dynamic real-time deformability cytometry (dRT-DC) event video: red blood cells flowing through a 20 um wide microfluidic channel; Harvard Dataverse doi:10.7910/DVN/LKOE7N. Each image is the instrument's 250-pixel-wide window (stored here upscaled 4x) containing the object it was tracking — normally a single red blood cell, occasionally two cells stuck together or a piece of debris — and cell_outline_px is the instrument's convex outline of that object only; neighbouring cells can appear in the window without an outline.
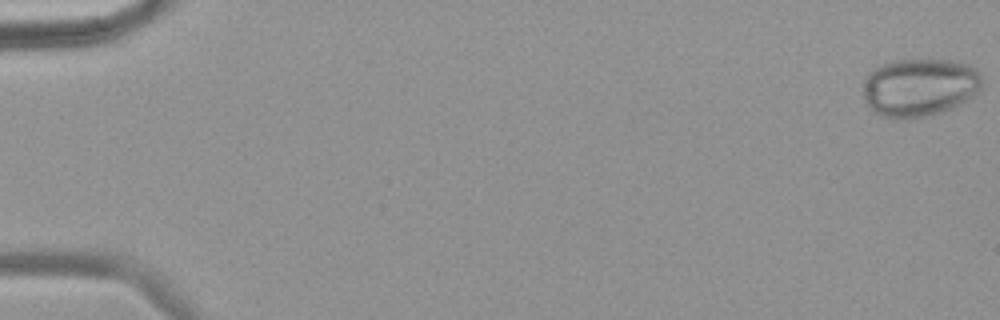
{"species": "common noctule bat (a hibernating species)", "species_latin": "Nyctalus noctula", "temperature_condition": "warm", "stored_images_in_passage": 16, "camera_frame_rate_fps": 3000, "um_per_image_px": 0.085, "animal": {"sex": "female", "body_mass_g": 18.4}, "frame": {"image": 1, "passage_image": 1, "time_ms": 0.0, "image_size_px": [1000, 320], "cell_outline_px": [[980, 92], [960, 104], [952, 108], [940, 112], [924, 116], [896, 120], [892, 120], [880, 116], [872, 112], [868, 108], [864, 100], [864, 80], [868, 72], [880, 64], [896, 60], [956, 60], [968, 64], [976, 68], [980, 72]], "centroid_in_image_um": [78.13, 7.43], "position_along_channel_um": 6.9, "area_um2": 40.86}}